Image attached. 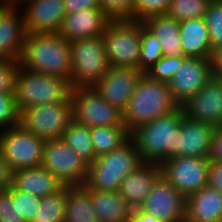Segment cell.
Segmentation results:
<instances>
[{
	"label": "cell",
	"instance_id": "6da1fadb",
	"mask_svg": "<svg viewBox=\"0 0 222 222\" xmlns=\"http://www.w3.org/2000/svg\"><path fill=\"white\" fill-rule=\"evenodd\" d=\"M19 61L30 70L71 81L70 42L58 33H27Z\"/></svg>",
	"mask_w": 222,
	"mask_h": 222
},
{
	"label": "cell",
	"instance_id": "7a4b0ae2",
	"mask_svg": "<svg viewBox=\"0 0 222 222\" xmlns=\"http://www.w3.org/2000/svg\"><path fill=\"white\" fill-rule=\"evenodd\" d=\"M179 107L167 83L151 79L143 73L123 111V121L131 134L141 125L174 112Z\"/></svg>",
	"mask_w": 222,
	"mask_h": 222
},
{
	"label": "cell",
	"instance_id": "3957f363",
	"mask_svg": "<svg viewBox=\"0 0 222 222\" xmlns=\"http://www.w3.org/2000/svg\"><path fill=\"white\" fill-rule=\"evenodd\" d=\"M184 115L180 106L176 111L141 125L131 133L143 162L161 164L170 157H177V133Z\"/></svg>",
	"mask_w": 222,
	"mask_h": 222
},
{
	"label": "cell",
	"instance_id": "277c9868",
	"mask_svg": "<svg viewBox=\"0 0 222 222\" xmlns=\"http://www.w3.org/2000/svg\"><path fill=\"white\" fill-rule=\"evenodd\" d=\"M144 162L130 137L119 148L101 155L88 166L87 189L118 191L122 180Z\"/></svg>",
	"mask_w": 222,
	"mask_h": 222
},
{
	"label": "cell",
	"instance_id": "5b68a950",
	"mask_svg": "<svg viewBox=\"0 0 222 222\" xmlns=\"http://www.w3.org/2000/svg\"><path fill=\"white\" fill-rule=\"evenodd\" d=\"M71 89L70 82L63 77L46 75L20 64L15 85L17 109L21 113L32 106L67 101Z\"/></svg>",
	"mask_w": 222,
	"mask_h": 222
},
{
	"label": "cell",
	"instance_id": "8992f818",
	"mask_svg": "<svg viewBox=\"0 0 222 222\" xmlns=\"http://www.w3.org/2000/svg\"><path fill=\"white\" fill-rule=\"evenodd\" d=\"M72 88L94 86L110 67L102 36L70 42Z\"/></svg>",
	"mask_w": 222,
	"mask_h": 222
},
{
	"label": "cell",
	"instance_id": "52a82bcc",
	"mask_svg": "<svg viewBox=\"0 0 222 222\" xmlns=\"http://www.w3.org/2000/svg\"><path fill=\"white\" fill-rule=\"evenodd\" d=\"M102 38L110 66L139 69L141 21H109Z\"/></svg>",
	"mask_w": 222,
	"mask_h": 222
},
{
	"label": "cell",
	"instance_id": "ba28073f",
	"mask_svg": "<svg viewBox=\"0 0 222 222\" xmlns=\"http://www.w3.org/2000/svg\"><path fill=\"white\" fill-rule=\"evenodd\" d=\"M73 120L72 100L32 106L20 113V125L43 141L62 138Z\"/></svg>",
	"mask_w": 222,
	"mask_h": 222
},
{
	"label": "cell",
	"instance_id": "9c48e42d",
	"mask_svg": "<svg viewBox=\"0 0 222 222\" xmlns=\"http://www.w3.org/2000/svg\"><path fill=\"white\" fill-rule=\"evenodd\" d=\"M70 98L73 120L79 124L89 128L125 125L123 112L104 100L93 86L72 88Z\"/></svg>",
	"mask_w": 222,
	"mask_h": 222
},
{
	"label": "cell",
	"instance_id": "30bf717a",
	"mask_svg": "<svg viewBox=\"0 0 222 222\" xmlns=\"http://www.w3.org/2000/svg\"><path fill=\"white\" fill-rule=\"evenodd\" d=\"M44 145L20 124L0 131V151L12 171L41 166Z\"/></svg>",
	"mask_w": 222,
	"mask_h": 222
},
{
	"label": "cell",
	"instance_id": "8fae6325",
	"mask_svg": "<svg viewBox=\"0 0 222 222\" xmlns=\"http://www.w3.org/2000/svg\"><path fill=\"white\" fill-rule=\"evenodd\" d=\"M41 166L65 186H75L85 184L89 165L60 138L45 142Z\"/></svg>",
	"mask_w": 222,
	"mask_h": 222
},
{
	"label": "cell",
	"instance_id": "7c38bea8",
	"mask_svg": "<svg viewBox=\"0 0 222 222\" xmlns=\"http://www.w3.org/2000/svg\"><path fill=\"white\" fill-rule=\"evenodd\" d=\"M208 158L177 156L163 161L161 174L185 197L208 183Z\"/></svg>",
	"mask_w": 222,
	"mask_h": 222
},
{
	"label": "cell",
	"instance_id": "4fadbf2b",
	"mask_svg": "<svg viewBox=\"0 0 222 222\" xmlns=\"http://www.w3.org/2000/svg\"><path fill=\"white\" fill-rule=\"evenodd\" d=\"M139 208L160 222H185L186 197L161 174Z\"/></svg>",
	"mask_w": 222,
	"mask_h": 222
},
{
	"label": "cell",
	"instance_id": "5bb4252c",
	"mask_svg": "<svg viewBox=\"0 0 222 222\" xmlns=\"http://www.w3.org/2000/svg\"><path fill=\"white\" fill-rule=\"evenodd\" d=\"M142 75L137 68L110 66L93 87L111 106L123 112Z\"/></svg>",
	"mask_w": 222,
	"mask_h": 222
},
{
	"label": "cell",
	"instance_id": "9a60e30c",
	"mask_svg": "<svg viewBox=\"0 0 222 222\" xmlns=\"http://www.w3.org/2000/svg\"><path fill=\"white\" fill-rule=\"evenodd\" d=\"M211 78L210 58L186 57L168 85L174 100L181 106Z\"/></svg>",
	"mask_w": 222,
	"mask_h": 222
},
{
	"label": "cell",
	"instance_id": "2e32d148",
	"mask_svg": "<svg viewBox=\"0 0 222 222\" xmlns=\"http://www.w3.org/2000/svg\"><path fill=\"white\" fill-rule=\"evenodd\" d=\"M181 107L184 114L194 120L222 127V79L212 77Z\"/></svg>",
	"mask_w": 222,
	"mask_h": 222
},
{
	"label": "cell",
	"instance_id": "e0dca14e",
	"mask_svg": "<svg viewBox=\"0 0 222 222\" xmlns=\"http://www.w3.org/2000/svg\"><path fill=\"white\" fill-rule=\"evenodd\" d=\"M19 7L27 33H58L66 15L64 0H24Z\"/></svg>",
	"mask_w": 222,
	"mask_h": 222
},
{
	"label": "cell",
	"instance_id": "ac0fdd59",
	"mask_svg": "<svg viewBox=\"0 0 222 222\" xmlns=\"http://www.w3.org/2000/svg\"><path fill=\"white\" fill-rule=\"evenodd\" d=\"M26 36L23 10L19 6H1L0 58L19 60Z\"/></svg>",
	"mask_w": 222,
	"mask_h": 222
},
{
	"label": "cell",
	"instance_id": "d6986e66",
	"mask_svg": "<svg viewBox=\"0 0 222 222\" xmlns=\"http://www.w3.org/2000/svg\"><path fill=\"white\" fill-rule=\"evenodd\" d=\"M109 21L100 7L82 8L64 16L58 34L69 42L99 37Z\"/></svg>",
	"mask_w": 222,
	"mask_h": 222
},
{
	"label": "cell",
	"instance_id": "ffe728a7",
	"mask_svg": "<svg viewBox=\"0 0 222 222\" xmlns=\"http://www.w3.org/2000/svg\"><path fill=\"white\" fill-rule=\"evenodd\" d=\"M213 129L212 125L184 114L177 133V156L208 158Z\"/></svg>",
	"mask_w": 222,
	"mask_h": 222
},
{
	"label": "cell",
	"instance_id": "44dd1931",
	"mask_svg": "<svg viewBox=\"0 0 222 222\" xmlns=\"http://www.w3.org/2000/svg\"><path fill=\"white\" fill-rule=\"evenodd\" d=\"M160 175V164L144 162L122 180L118 192L132 209L139 208Z\"/></svg>",
	"mask_w": 222,
	"mask_h": 222
},
{
	"label": "cell",
	"instance_id": "7402d4cb",
	"mask_svg": "<svg viewBox=\"0 0 222 222\" xmlns=\"http://www.w3.org/2000/svg\"><path fill=\"white\" fill-rule=\"evenodd\" d=\"M222 217V193L204 186L186 197L185 222H220Z\"/></svg>",
	"mask_w": 222,
	"mask_h": 222
},
{
	"label": "cell",
	"instance_id": "603a6c76",
	"mask_svg": "<svg viewBox=\"0 0 222 222\" xmlns=\"http://www.w3.org/2000/svg\"><path fill=\"white\" fill-rule=\"evenodd\" d=\"M12 185L38 197L52 195L65 185L42 166L12 171Z\"/></svg>",
	"mask_w": 222,
	"mask_h": 222
},
{
	"label": "cell",
	"instance_id": "cb8c5ba5",
	"mask_svg": "<svg viewBox=\"0 0 222 222\" xmlns=\"http://www.w3.org/2000/svg\"><path fill=\"white\" fill-rule=\"evenodd\" d=\"M181 46L185 57L210 58L211 44L204 18L179 22Z\"/></svg>",
	"mask_w": 222,
	"mask_h": 222
},
{
	"label": "cell",
	"instance_id": "d4e9b609",
	"mask_svg": "<svg viewBox=\"0 0 222 222\" xmlns=\"http://www.w3.org/2000/svg\"><path fill=\"white\" fill-rule=\"evenodd\" d=\"M88 190L100 222H130L132 208L118 191Z\"/></svg>",
	"mask_w": 222,
	"mask_h": 222
},
{
	"label": "cell",
	"instance_id": "484cf974",
	"mask_svg": "<svg viewBox=\"0 0 222 222\" xmlns=\"http://www.w3.org/2000/svg\"><path fill=\"white\" fill-rule=\"evenodd\" d=\"M142 22L160 41L164 55H184L181 46L180 27L177 20L166 14H161L148 16Z\"/></svg>",
	"mask_w": 222,
	"mask_h": 222
},
{
	"label": "cell",
	"instance_id": "4316f807",
	"mask_svg": "<svg viewBox=\"0 0 222 222\" xmlns=\"http://www.w3.org/2000/svg\"><path fill=\"white\" fill-rule=\"evenodd\" d=\"M64 222H100L93 209L91 193L84 185L66 186Z\"/></svg>",
	"mask_w": 222,
	"mask_h": 222
},
{
	"label": "cell",
	"instance_id": "83f0119b",
	"mask_svg": "<svg viewBox=\"0 0 222 222\" xmlns=\"http://www.w3.org/2000/svg\"><path fill=\"white\" fill-rule=\"evenodd\" d=\"M91 143L96 157L109 153L119 148L130 137L125 125L120 126H97L90 128Z\"/></svg>",
	"mask_w": 222,
	"mask_h": 222
},
{
	"label": "cell",
	"instance_id": "f1b7e54d",
	"mask_svg": "<svg viewBox=\"0 0 222 222\" xmlns=\"http://www.w3.org/2000/svg\"><path fill=\"white\" fill-rule=\"evenodd\" d=\"M62 139L88 165L92 164L97 158L91 143L90 128L88 126L72 120L65 129Z\"/></svg>",
	"mask_w": 222,
	"mask_h": 222
},
{
	"label": "cell",
	"instance_id": "f546056e",
	"mask_svg": "<svg viewBox=\"0 0 222 222\" xmlns=\"http://www.w3.org/2000/svg\"><path fill=\"white\" fill-rule=\"evenodd\" d=\"M66 207V186L52 195L41 197L34 220L29 222H64Z\"/></svg>",
	"mask_w": 222,
	"mask_h": 222
},
{
	"label": "cell",
	"instance_id": "4dcf8cb0",
	"mask_svg": "<svg viewBox=\"0 0 222 222\" xmlns=\"http://www.w3.org/2000/svg\"><path fill=\"white\" fill-rule=\"evenodd\" d=\"M163 55V49L160 41L150 30L144 26V23L141 21V49L139 70L145 73Z\"/></svg>",
	"mask_w": 222,
	"mask_h": 222
},
{
	"label": "cell",
	"instance_id": "1f68e13d",
	"mask_svg": "<svg viewBox=\"0 0 222 222\" xmlns=\"http://www.w3.org/2000/svg\"><path fill=\"white\" fill-rule=\"evenodd\" d=\"M208 3V0H171L166 15L178 22L192 18H203Z\"/></svg>",
	"mask_w": 222,
	"mask_h": 222
},
{
	"label": "cell",
	"instance_id": "d6a6232c",
	"mask_svg": "<svg viewBox=\"0 0 222 222\" xmlns=\"http://www.w3.org/2000/svg\"><path fill=\"white\" fill-rule=\"evenodd\" d=\"M203 18L208 28L211 50L222 47V0L209 2Z\"/></svg>",
	"mask_w": 222,
	"mask_h": 222
},
{
	"label": "cell",
	"instance_id": "836d02e7",
	"mask_svg": "<svg viewBox=\"0 0 222 222\" xmlns=\"http://www.w3.org/2000/svg\"><path fill=\"white\" fill-rule=\"evenodd\" d=\"M185 58L186 57L184 55H163L151 68L145 72V74L151 79L168 84L175 73L180 69Z\"/></svg>",
	"mask_w": 222,
	"mask_h": 222
},
{
	"label": "cell",
	"instance_id": "e575fe53",
	"mask_svg": "<svg viewBox=\"0 0 222 222\" xmlns=\"http://www.w3.org/2000/svg\"><path fill=\"white\" fill-rule=\"evenodd\" d=\"M6 191L11 195L12 203L16 205L20 216H23L26 222L34 220L40 206L41 197L18 190L13 185L8 187Z\"/></svg>",
	"mask_w": 222,
	"mask_h": 222
},
{
	"label": "cell",
	"instance_id": "d590c367",
	"mask_svg": "<svg viewBox=\"0 0 222 222\" xmlns=\"http://www.w3.org/2000/svg\"><path fill=\"white\" fill-rule=\"evenodd\" d=\"M99 4L110 21L134 20L133 0H99Z\"/></svg>",
	"mask_w": 222,
	"mask_h": 222
},
{
	"label": "cell",
	"instance_id": "8d00e7d4",
	"mask_svg": "<svg viewBox=\"0 0 222 222\" xmlns=\"http://www.w3.org/2000/svg\"><path fill=\"white\" fill-rule=\"evenodd\" d=\"M15 93H0V131L19 125Z\"/></svg>",
	"mask_w": 222,
	"mask_h": 222
},
{
	"label": "cell",
	"instance_id": "74e56055",
	"mask_svg": "<svg viewBox=\"0 0 222 222\" xmlns=\"http://www.w3.org/2000/svg\"><path fill=\"white\" fill-rule=\"evenodd\" d=\"M20 61L0 58V93H15L16 76Z\"/></svg>",
	"mask_w": 222,
	"mask_h": 222
},
{
	"label": "cell",
	"instance_id": "f35d334b",
	"mask_svg": "<svg viewBox=\"0 0 222 222\" xmlns=\"http://www.w3.org/2000/svg\"><path fill=\"white\" fill-rule=\"evenodd\" d=\"M171 0H133L134 20L143 21L152 15L166 14Z\"/></svg>",
	"mask_w": 222,
	"mask_h": 222
},
{
	"label": "cell",
	"instance_id": "ab89813d",
	"mask_svg": "<svg viewBox=\"0 0 222 222\" xmlns=\"http://www.w3.org/2000/svg\"><path fill=\"white\" fill-rule=\"evenodd\" d=\"M0 222H26L20 216L16 205L12 203L11 195L5 190L0 192Z\"/></svg>",
	"mask_w": 222,
	"mask_h": 222
},
{
	"label": "cell",
	"instance_id": "60d3db41",
	"mask_svg": "<svg viewBox=\"0 0 222 222\" xmlns=\"http://www.w3.org/2000/svg\"><path fill=\"white\" fill-rule=\"evenodd\" d=\"M207 185L222 193V161L209 160Z\"/></svg>",
	"mask_w": 222,
	"mask_h": 222
},
{
	"label": "cell",
	"instance_id": "b9f144b4",
	"mask_svg": "<svg viewBox=\"0 0 222 222\" xmlns=\"http://www.w3.org/2000/svg\"><path fill=\"white\" fill-rule=\"evenodd\" d=\"M208 160L222 161V127H214Z\"/></svg>",
	"mask_w": 222,
	"mask_h": 222
},
{
	"label": "cell",
	"instance_id": "7bdbcfd3",
	"mask_svg": "<svg viewBox=\"0 0 222 222\" xmlns=\"http://www.w3.org/2000/svg\"><path fill=\"white\" fill-rule=\"evenodd\" d=\"M66 14L74 13L80 9L100 7L99 0H64Z\"/></svg>",
	"mask_w": 222,
	"mask_h": 222
},
{
	"label": "cell",
	"instance_id": "ee69618b",
	"mask_svg": "<svg viewBox=\"0 0 222 222\" xmlns=\"http://www.w3.org/2000/svg\"><path fill=\"white\" fill-rule=\"evenodd\" d=\"M12 185V170L0 151V192Z\"/></svg>",
	"mask_w": 222,
	"mask_h": 222
},
{
	"label": "cell",
	"instance_id": "f6af8a7d",
	"mask_svg": "<svg viewBox=\"0 0 222 222\" xmlns=\"http://www.w3.org/2000/svg\"><path fill=\"white\" fill-rule=\"evenodd\" d=\"M210 62L212 77L222 79V47L212 51Z\"/></svg>",
	"mask_w": 222,
	"mask_h": 222
},
{
	"label": "cell",
	"instance_id": "bcb514c9",
	"mask_svg": "<svg viewBox=\"0 0 222 222\" xmlns=\"http://www.w3.org/2000/svg\"><path fill=\"white\" fill-rule=\"evenodd\" d=\"M130 222H160L155 216L142 211L140 208L132 209Z\"/></svg>",
	"mask_w": 222,
	"mask_h": 222
},
{
	"label": "cell",
	"instance_id": "7dc6e473",
	"mask_svg": "<svg viewBox=\"0 0 222 222\" xmlns=\"http://www.w3.org/2000/svg\"><path fill=\"white\" fill-rule=\"evenodd\" d=\"M24 0H0L2 6H19Z\"/></svg>",
	"mask_w": 222,
	"mask_h": 222
}]
</instances>
